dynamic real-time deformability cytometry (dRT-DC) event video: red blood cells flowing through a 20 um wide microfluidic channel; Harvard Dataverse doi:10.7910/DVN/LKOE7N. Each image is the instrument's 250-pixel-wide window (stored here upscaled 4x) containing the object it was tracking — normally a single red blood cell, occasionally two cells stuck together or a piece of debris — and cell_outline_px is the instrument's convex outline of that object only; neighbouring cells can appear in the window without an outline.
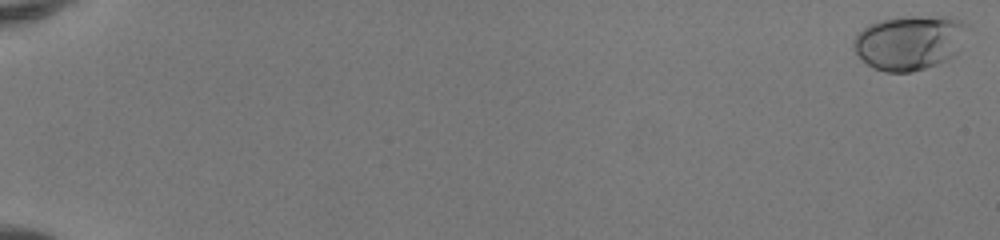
{"species": "human", "species_latin": "Homo sapiens", "temperature_condition": "room temperature", "stored_images_in_passage": 53, "camera_frame_rate_fps": 3000, "um_per_image_px": 0.085, "donor": {"sex": "female"}, "frame": {"image": 1, "passage_image": 1, "time_ms": 0.0, "image_size_px": [1000, 240], "cell_outline_px": [[972, 24], [956, 52], [948, 60], [940, 64], [912, 72], [884, 72], [872, 68], [856, 52], [852, 44], [852, 40], [864, 28], [880, 20], [900, 16], [948, 16]], "centroid_in_image_um": [77.36, 3.6], "position_along_channel_um": 7.6, "area_um2": 36.59}}
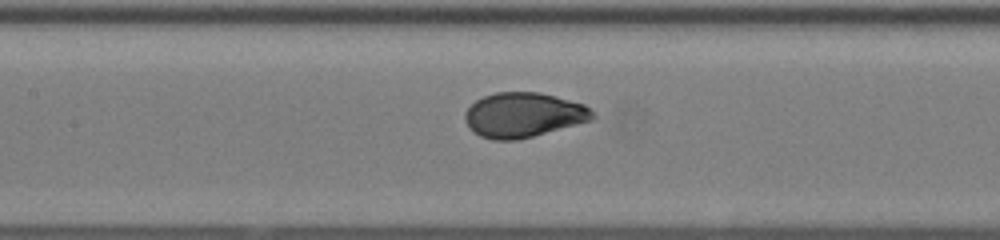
{"frame": {"image": 2, "passage_image": 28, "time_ms": 9.0, "image_size_px": [1000, 240], "cell_outline_px": [[596, 116], [592, 120], [532, 136], [516, 140], [492, 140], [480, 136], [472, 132], [468, 128], [464, 120], [464, 112], [476, 100], [484, 96], [496, 92], [540, 92], [584, 104]], "centroid_in_image_um": [44.44, 9.77], "position_along_channel_um": 163.0, "area_um2": 33.23}}
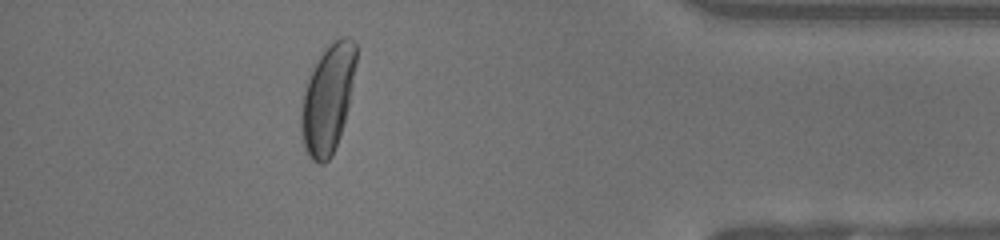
{"frame": {"image": 3, "passage_image": 48, "time_ms": 15.667, "image_size_px": [1000, 240], "cell_outline_px": [[356, 64], [348, 108], [344, 124], [340, 136], [332, 156], [324, 164], [320, 164], [312, 160], [308, 156], [304, 148], [300, 132], [300, 112], [304, 92], [312, 68], [320, 56], [340, 36], [348, 36], [356, 44]], "centroid_in_image_um": [27.85, 8.46], "position_along_channel_um": 407.3, "area_um2": 34.68}, "authors_computed_cell_mechanics": {"area_um2": 33.0616, "velocity_mm_per_s": 4.137, "shape_relaxation_time_tau1_ms": 3.2081, "shape_relaxation_time_tau2_ms": null, "deformation_change_tau1": 0.1586, "deformation_change_tau2": null}}